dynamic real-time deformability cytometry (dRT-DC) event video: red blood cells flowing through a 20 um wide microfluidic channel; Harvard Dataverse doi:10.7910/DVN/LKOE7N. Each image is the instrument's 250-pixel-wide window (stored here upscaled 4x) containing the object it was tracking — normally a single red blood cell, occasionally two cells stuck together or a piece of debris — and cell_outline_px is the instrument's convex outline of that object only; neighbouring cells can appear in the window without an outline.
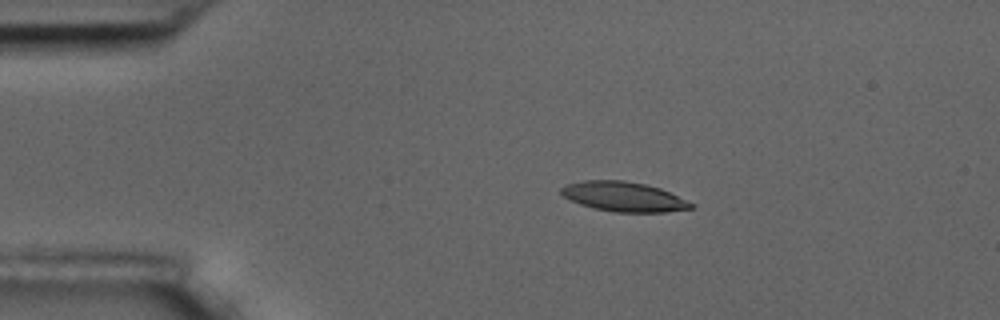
{"species": "common noctule bat (a hibernating species)", "species_latin": "Nyctalus noctula", "temperature_condition": "room temperature", "stored_images_in_passage": 46, "camera_frame_rate_fps": 3000, "um_per_image_px": 0.085, "animal": {"sex": "male", "body_mass_g": 17.5, "forearm_length_mm": 52.3}, "frame": {"image": 1, "passage_image": 1, "time_ms": 0.0, "image_size_px": [1000, 320], "cell_outline_px": [[696, 208], [668, 212], [616, 212], [592, 208], [580, 204], [564, 196], [560, 192], [560, 188], [568, 184], [584, 180], [624, 180], [644, 184], [660, 188], [696, 204]], "centroid_in_image_um": [53.06, 16.72], "position_along_channel_um": 31.9, "area_um2": 22.54}}
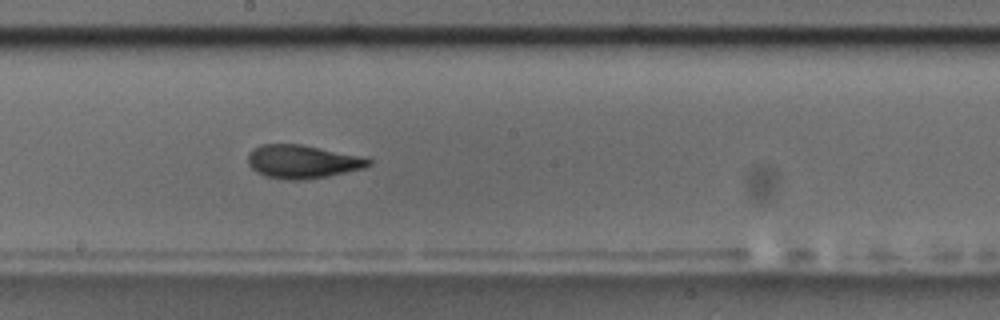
{"frame": {"image": 2, "passage_image": 21, "time_ms": 6.667, "image_size_px": [1000, 320], "cell_outline_px": [[372, 164], [364, 168], [328, 176], [304, 180], [288, 180], [264, 176], [256, 172], [248, 164], [248, 152], [252, 148], [260, 144], [300, 144], [368, 156], [372, 160]], "centroid_in_image_um": [25.74, 13.73], "position_along_channel_um": 222.5, "area_um2": 23.99}}
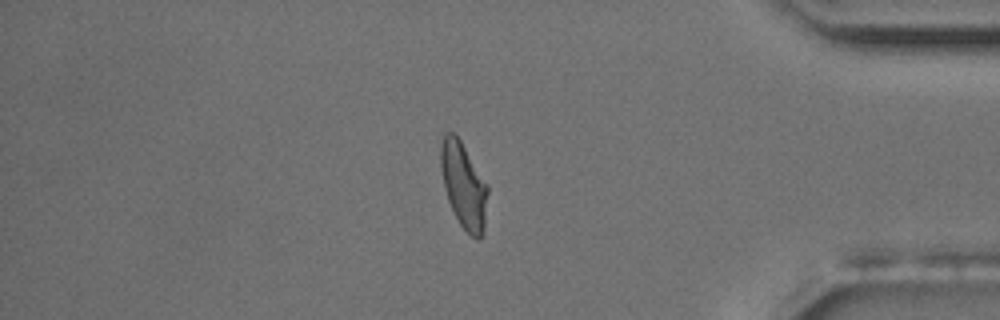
{"frame": {"image": 3, "passage_image": 38, "time_ms": 12.333, "image_size_px": [1000, 320], "cell_outline_px": [[488, 192], [484, 232], [480, 240], [476, 240], [460, 224], [448, 200], [444, 188], [440, 168], [440, 144], [444, 132], [456, 132], [488, 184]], "centroid_in_image_um": [39.41, 15.71], "position_along_channel_um": 395.8, "area_um2": 23.87}, "authors_computed_cell_mechanics": {"area_um2": 23.4379, "velocity_mm_per_s": 3.5842, "shape_relaxation_time_tau1_ms": 5.3372, "shape_relaxation_time_tau2_ms": 1.8704, "deformation_change_tau1": 0.1709, "deformation_change_tau2": 0.0882}}